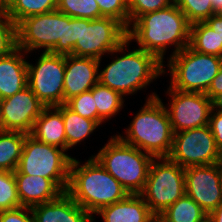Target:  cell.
I'll return each instance as SVG.
<instances>
[{
  "label": "cell",
  "mask_w": 222,
  "mask_h": 222,
  "mask_svg": "<svg viewBox=\"0 0 222 222\" xmlns=\"http://www.w3.org/2000/svg\"><path fill=\"white\" fill-rule=\"evenodd\" d=\"M0 222H33V214L29 207H19L0 211Z\"/></svg>",
  "instance_id": "e575fe53"
},
{
  "label": "cell",
  "mask_w": 222,
  "mask_h": 222,
  "mask_svg": "<svg viewBox=\"0 0 222 222\" xmlns=\"http://www.w3.org/2000/svg\"><path fill=\"white\" fill-rule=\"evenodd\" d=\"M78 18L55 10L24 18L16 25L17 48L33 53L42 52L73 55L77 42Z\"/></svg>",
  "instance_id": "3957f363"
},
{
  "label": "cell",
  "mask_w": 222,
  "mask_h": 222,
  "mask_svg": "<svg viewBox=\"0 0 222 222\" xmlns=\"http://www.w3.org/2000/svg\"><path fill=\"white\" fill-rule=\"evenodd\" d=\"M153 222H159V219L156 217V219Z\"/></svg>",
  "instance_id": "ee69618b"
},
{
  "label": "cell",
  "mask_w": 222,
  "mask_h": 222,
  "mask_svg": "<svg viewBox=\"0 0 222 222\" xmlns=\"http://www.w3.org/2000/svg\"><path fill=\"white\" fill-rule=\"evenodd\" d=\"M1 122H2V99H0V130H1Z\"/></svg>",
  "instance_id": "b9f144b4"
},
{
  "label": "cell",
  "mask_w": 222,
  "mask_h": 222,
  "mask_svg": "<svg viewBox=\"0 0 222 222\" xmlns=\"http://www.w3.org/2000/svg\"><path fill=\"white\" fill-rule=\"evenodd\" d=\"M214 13L222 14V0H211Z\"/></svg>",
  "instance_id": "60d3db41"
},
{
  "label": "cell",
  "mask_w": 222,
  "mask_h": 222,
  "mask_svg": "<svg viewBox=\"0 0 222 222\" xmlns=\"http://www.w3.org/2000/svg\"><path fill=\"white\" fill-rule=\"evenodd\" d=\"M129 9V25L141 15L165 9L175 3V0H127Z\"/></svg>",
  "instance_id": "836d02e7"
},
{
  "label": "cell",
  "mask_w": 222,
  "mask_h": 222,
  "mask_svg": "<svg viewBox=\"0 0 222 222\" xmlns=\"http://www.w3.org/2000/svg\"><path fill=\"white\" fill-rule=\"evenodd\" d=\"M17 48L16 25L0 7V57L6 56Z\"/></svg>",
  "instance_id": "4dcf8cb0"
},
{
  "label": "cell",
  "mask_w": 222,
  "mask_h": 222,
  "mask_svg": "<svg viewBox=\"0 0 222 222\" xmlns=\"http://www.w3.org/2000/svg\"><path fill=\"white\" fill-rule=\"evenodd\" d=\"M30 135L40 142L67 151L62 105L46 107L35 120Z\"/></svg>",
  "instance_id": "44dd1931"
},
{
  "label": "cell",
  "mask_w": 222,
  "mask_h": 222,
  "mask_svg": "<svg viewBox=\"0 0 222 222\" xmlns=\"http://www.w3.org/2000/svg\"><path fill=\"white\" fill-rule=\"evenodd\" d=\"M73 112L98 123V111L92 95V89L73 96L65 102Z\"/></svg>",
  "instance_id": "1f68e13d"
},
{
  "label": "cell",
  "mask_w": 222,
  "mask_h": 222,
  "mask_svg": "<svg viewBox=\"0 0 222 222\" xmlns=\"http://www.w3.org/2000/svg\"><path fill=\"white\" fill-rule=\"evenodd\" d=\"M191 24L174 3L169 7L141 15L127 29V39L153 54L162 64L169 47L170 57L189 46ZM168 48V49H167Z\"/></svg>",
  "instance_id": "6da1fadb"
},
{
  "label": "cell",
  "mask_w": 222,
  "mask_h": 222,
  "mask_svg": "<svg viewBox=\"0 0 222 222\" xmlns=\"http://www.w3.org/2000/svg\"><path fill=\"white\" fill-rule=\"evenodd\" d=\"M212 109L222 112V93L212 99Z\"/></svg>",
  "instance_id": "ab89813d"
},
{
  "label": "cell",
  "mask_w": 222,
  "mask_h": 222,
  "mask_svg": "<svg viewBox=\"0 0 222 222\" xmlns=\"http://www.w3.org/2000/svg\"><path fill=\"white\" fill-rule=\"evenodd\" d=\"M189 47L200 53L218 56L216 33L205 22L191 24Z\"/></svg>",
  "instance_id": "4316f807"
},
{
  "label": "cell",
  "mask_w": 222,
  "mask_h": 222,
  "mask_svg": "<svg viewBox=\"0 0 222 222\" xmlns=\"http://www.w3.org/2000/svg\"><path fill=\"white\" fill-rule=\"evenodd\" d=\"M33 222H96L95 215L63 192L58 198L31 207Z\"/></svg>",
  "instance_id": "e0dca14e"
},
{
  "label": "cell",
  "mask_w": 222,
  "mask_h": 222,
  "mask_svg": "<svg viewBox=\"0 0 222 222\" xmlns=\"http://www.w3.org/2000/svg\"><path fill=\"white\" fill-rule=\"evenodd\" d=\"M26 133L0 130V170L14 172L19 164Z\"/></svg>",
  "instance_id": "d4e9b609"
},
{
  "label": "cell",
  "mask_w": 222,
  "mask_h": 222,
  "mask_svg": "<svg viewBox=\"0 0 222 222\" xmlns=\"http://www.w3.org/2000/svg\"><path fill=\"white\" fill-rule=\"evenodd\" d=\"M25 55L26 52L16 48L8 55L0 57V99L11 97L28 86Z\"/></svg>",
  "instance_id": "d6986e66"
},
{
  "label": "cell",
  "mask_w": 222,
  "mask_h": 222,
  "mask_svg": "<svg viewBox=\"0 0 222 222\" xmlns=\"http://www.w3.org/2000/svg\"><path fill=\"white\" fill-rule=\"evenodd\" d=\"M175 4L190 24L205 22L215 14L211 0H175Z\"/></svg>",
  "instance_id": "f1b7e54d"
},
{
  "label": "cell",
  "mask_w": 222,
  "mask_h": 222,
  "mask_svg": "<svg viewBox=\"0 0 222 222\" xmlns=\"http://www.w3.org/2000/svg\"><path fill=\"white\" fill-rule=\"evenodd\" d=\"M3 8L7 16L17 25L26 17L57 10V0H9Z\"/></svg>",
  "instance_id": "484cf974"
},
{
  "label": "cell",
  "mask_w": 222,
  "mask_h": 222,
  "mask_svg": "<svg viewBox=\"0 0 222 222\" xmlns=\"http://www.w3.org/2000/svg\"><path fill=\"white\" fill-rule=\"evenodd\" d=\"M170 103L164 104L174 133L208 125L212 100L204 93L182 92L169 86Z\"/></svg>",
  "instance_id": "4fadbf2b"
},
{
  "label": "cell",
  "mask_w": 222,
  "mask_h": 222,
  "mask_svg": "<svg viewBox=\"0 0 222 222\" xmlns=\"http://www.w3.org/2000/svg\"><path fill=\"white\" fill-rule=\"evenodd\" d=\"M17 194L21 206L33 207L58 198L64 191L52 180L42 176H29L14 171Z\"/></svg>",
  "instance_id": "ac0fdd59"
},
{
  "label": "cell",
  "mask_w": 222,
  "mask_h": 222,
  "mask_svg": "<svg viewBox=\"0 0 222 222\" xmlns=\"http://www.w3.org/2000/svg\"><path fill=\"white\" fill-rule=\"evenodd\" d=\"M65 55L42 52L36 64L27 61L28 87L46 107L64 104Z\"/></svg>",
  "instance_id": "8fae6325"
},
{
  "label": "cell",
  "mask_w": 222,
  "mask_h": 222,
  "mask_svg": "<svg viewBox=\"0 0 222 222\" xmlns=\"http://www.w3.org/2000/svg\"><path fill=\"white\" fill-rule=\"evenodd\" d=\"M221 151L208 125L174 133L168 158L182 166H206L221 163Z\"/></svg>",
  "instance_id": "7c38bea8"
},
{
  "label": "cell",
  "mask_w": 222,
  "mask_h": 222,
  "mask_svg": "<svg viewBox=\"0 0 222 222\" xmlns=\"http://www.w3.org/2000/svg\"><path fill=\"white\" fill-rule=\"evenodd\" d=\"M145 101L124 131L125 135L116 136L154 158L168 157L174 132L164 102L155 91Z\"/></svg>",
  "instance_id": "277c9868"
},
{
  "label": "cell",
  "mask_w": 222,
  "mask_h": 222,
  "mask_svg": "<svg viewBox=\"0 0 222 222\" xmlns=\"http://www.w3.org/2000/svg\"><path fill=\"white\" fill-rule=\"evenodd\" d=\"M92 95L98 111V124L101 126L114 118L123 109L125 98L124 96L101 85L99 82L92 88Z\"/></svg>",
  "instance_id": "cb8c5ba5"
},
{
  "label": "cell",
  "mask_w": 222,
  "mask_h": 222,
  "mask_svg": "<svg viewBox=\"0 0 222 222\" xmlns=\"http://www.w3.org/2000/svg\"><path fill=\"white\" fill-rule=\"evenodd\" d=\"M157 218L159 222H203L208 218V214L185 194Z\"/></svg>",
  "instance_id": "603a6c76"
},
{
  "label": "cell",
  "mask_w": 222,
  "mask_h": 222,
  "mask_svg": "<svg viewBox=\"0 0 222 222\" xmlns=\"http://www.w3.org/2000/svg\"><path fill=\"white\" fill-rule=\"evenodd\" d=\"M9 0H0V7H3Z\"/></svg>",
  "instance_id": "7bdbcfd3"
},
{
  "label": "cell",
  "mask_w": 222,
  "mask_h": 222,
  "mask_svg": "<svg viewBox=\"0 0 222 222\" xmlns=\"http://www.w3.org/2000/svg\"><path fill=\"white\" fill-rule=\"evenodd\" d=\"M46 106L27 86L11 97L2 99L1 130L30 134L35 120Z\"/></svg>",
  "instance_id": "9a60e30c"
},
{
  "label": "cell",
  "mask_w": 222,
  "mask_h": 222,
  "mask_svg": "<svg viewBox=\"0 0 222 222\" xmlns=\"http://www.w3.org/2000/svg\"><path fill=\"white\" fill-rule=\"evenodd\" d=\"M127 39V29L117 20L108 17L78 18L77 42L73 55L101 59Z\"/></svg>",
  "instance_id": "30bf717a"
},
{
  "label": "cell",
  "mask_w": 222,
  "mask_h": 222,
  "mask_svg": "<svg viewBox=\"0 0 222 222\" xmlns=\"http://www.w3.org/2000/svg\"><path fill=\"white\" fill-rule=\"evenodd\" d=\"M110 137L98 153L92 156L129 194H140L154 157L122 142L116 135Z\"/></svg>",
  "instance_id": "8992f818"
},
{
  "label": "cell",
  "mask_w": 222,
  "mask_h": 222,
  "mask_svg": "<svg viewBox=\"0 0 222 222\" xmlns=\"http://www.w3.org/2000/svg\"><path fill=\"white\" fill-rule=\"evenodd\" d=\"M95 215L102 222H153L156 216L140 194H129L126 198L100 208Z\"/></svg>",
  "instance_id": "ffe728a7"
},
{
  "label": "cell",
  "mask_w": 222,
  "mask_h": 222,
  "mask_svg": "<svg viewBox=\"0 0 222 222\" xmlns=\"http://www.w3.org/2000/svg\"><path fill=\"white\" fill-rule=\"evenodd\" d=\"M62 148L51 146L26 135L17 170L21 174L52 179L67 191L73 157Z\"/></svg>",
  "instance_id": "9c48e42d"
},
{
  "label": "cell",
  "mask_w": 222,
  "mask_h": 222,
  "mask_svg": "<svg viewBox=\"0 0 222 222\" xmlns=\"http://www.w3.org/2000/svg\"><path fill=\"white\" fill-rule=\"evenodd\" d=\"M130 43L126 39L111 51L110 55H115V59L111 58L112 61L99 71V83L121 93L125 98L147 88L153 80L164 75L163 64L153 54L141 48L130 51Z\"/></svg>",
  "instance_id": "7a4b0ae2"
},
{
  "label": "cell",
  "mask_w": 222,
  "mask_h": 222,
  "mask_svg": "<svg viewBox=\"0 0 222 222\" xmlns=\"http://www.w3.org/2000/svg\"><path fill=\"white\" fill-rule=\"evenodd\" d=\"M185 194L211 213L222 203V164L186 167Z\"/></svg>",
  "instance_id": "5bb4252c"
},
{
  "label": "cell",
  "mask_w": 222,
  "mask_h": 222,
  "mask_svg": "<svg viewBox=\"0 0 222 222\" xmlns=\"http://www.w3.org/2000/svg\"><path fill=\"white\" fill-rule=\"evenodd\" d=\"M170 87L182 92L206 93L222 65V57L194 51L189 46L167 57Z\"/></svg>",
  "instance_id": "52a82bcc"
},
{
  "label": "cell",
  "mask_w": 222,
  "mask_h": 222,
  "mask_svg": "<svg viewBox=\"0 0 222 222\" xmlns=\"http://www.w3.org/2000/svg\"><path fill=\"white\" fill-rule=\"evenodd\" d=\"M140 195L150 211L158 217L185 195V168L168 157L154 158Z\"/></svg>",
  "instance_id": "ba28073f"
},
{
  "label": "cell",
  "mask_w": 222,
  "mask_h": 222,
  "mask_svg": "<svg viewBox=\"0 0 222 222\" xmlns=\"http://www.w3.org/2000/svg\"><path fill=\"white\" fill-rule=\"evenodd\" d=\"M101 59L65 55L64 104L73 96L91 90L99 82Z\"/></svg>",
  "instance_id": "2e32d148"
},
{
  "label": "cell",
  "mask_w": 222,
  "mask_h": 222,
  "mask_svg": "<svg viewBox=\"0 0 222 222\" xmlns=\"http://www.w3.org/2000/svg\"><path fill=\"white\" fill-rule=\"evenodd\" d=\"M209 222H222V203L208 214Z\"/></svg>",
  "instance_id": "f35d334b"
},
{
  "label": "cell",
  "mask_w": 222,
  "mask_h": 222,
  "mask_svg": "<svg viewBox=\"0 0 222 222\" xmlns=\"http://www.w3.org/2000/svg\"><path fill=\"white\" fill-rule=\"evenodd\" d=\"M57 10L74 18L90 20L101 18L96 0H57Z\"/></svg>",
  "instance_id": "83f0119b"
},
{
  "label": "cell",
  "mask_w": 222,
  "mask_h": 222,
  "mask_svg": "<svg viewBox=\"0 0 222 222\" xmlns=\"http://www.w3.org/2000/svg\"><path fill=\"white\" fill-rule=\"evenodd\" d=\"M66 192L93 215L100 208L121 201L129 195L93 156L84 164H80L76 158L72 159Z\"/></svg>",
  "instance_id": "5b68a950"
},
{
  "label": "cell",
  "mask_w": 222,
  "mask_h": 222,
  "mask_svg": "<svg viewBox=\"0 0 222 222\" xmlns=\"http://www.w3.org/2000/svg\"><path fill=\"white\" fill-rule=\"evenodd\" d=\"M62 116L64 120L67 151L76 145H80L92 133L99 128V124L91 119L82 117L73 112L65 104H62Z\"/></svg>",
  "instance_id": "7402d4cb"
},
{
  "label": "cell",
  "mask_w": 222,
  "mask_h": 222,
  "mask_svg": "<svg viewBox=\"0 0 222 222\" xmlns=\"http://www.w3.org/2000/svg\"><path fill=\"white\" fill-rule=\"evenodd\" d=\"M205 23L216 33L218 38V56L222 57V14L216 13Z\"/></svg>",
  "instance_id": "8d00e7d4"
},
{
  "label": "cell",
  "mask_w": 222,
  "mask_h": 222,
  "mask_svg": "<svg viewBox=\"0 0 222 222\" xmlns=\"http://www.w3.org/2000/svg\"><path fill=\"white\" fill-rule=\"evenodd\" d=\"M219 93H222V65L205 94L212 100Z\"/></svg>",
  "instance_id": "74e56055"
},
{
  "label": "cell",
  "mask_w": 222,
  "mask_h": 222,
  "mask_svg": "<svg viewBox=\"0 0 222 222\" xmlns=\"http://www.w3.org/2000/svg\"><path fill=\"white\" fill-rule=\"evenodd\" d=\"M208 126L214 136L217 148L222 153V112L212 109Z\"/></svg>",
  "instance_id": "d590c367"
},
{
  "label": "cell",
  "mask_w": 222,
  "mask_h": 222,
  "mask_svg": "<svg viewBox=\"0 0 222 222\" xmlns=\"http://www.w3.org/2000/svg\"><path fill=\"white\" fill-rule=\"evenodd\" d=\"M21 207L14 172L0 170V211Z\"/></svg>",
  "instance_id": "f546056e"
},
{
  "label": "cell",
  "mask_w": 222,
  "mask_h": 222,
  "mask_svg": "<svg viewBox=\"0 0 222 222\" xmlns=\"http://www.w3.org/2000/svg\"><path fill=\"white\" fill-rule=\"evenodd\" d=\"M101 17L113 18L126 29L129 27V9L127 0H96Z\"/></svg>",
  "instance_id": "d6a6232c"
}]
</instances>
